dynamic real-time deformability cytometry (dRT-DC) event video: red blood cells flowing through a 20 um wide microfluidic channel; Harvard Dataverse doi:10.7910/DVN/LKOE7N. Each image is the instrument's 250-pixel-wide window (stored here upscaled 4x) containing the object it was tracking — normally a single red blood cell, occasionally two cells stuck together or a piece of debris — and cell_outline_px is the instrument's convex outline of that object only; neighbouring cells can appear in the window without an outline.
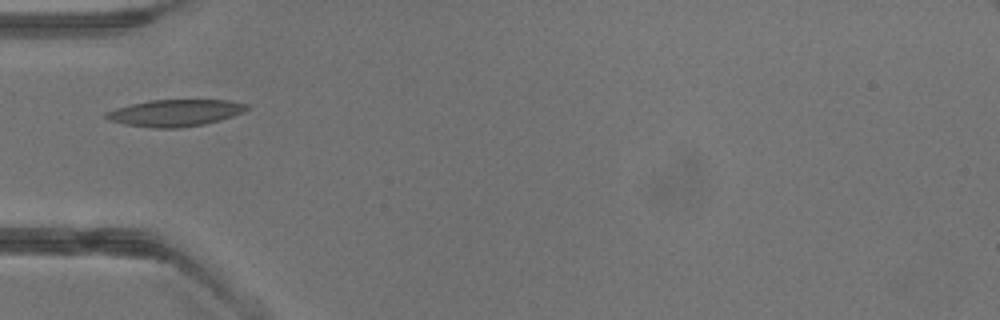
{"species": "common noctule bat (a hibernating species)", "species_latin": "Nyctalus noctula", "temperature_condition": "warm", "stored_images_in_passage": 2, "camera_frame_rate_fps": 3000, "um_per_image_px": 0.085, "animal": {"sex": "male", "body_mass_g": 13.3}, "frame": {"image": 1, "passage_image": 2, "time_ms": 2.0, "image_size_px": [1000, 320], "cell_outline_px": [[248, 108], [244, 112], [220, 120], [204, 124], [180, 128], [152, 128], [124, 124], [108, 120], [104, 116], [104, 112], [116, 108], [132, 104], [152, 100], [232, 100], [248, 104]], "centroid_in_image_um": [14.89, 9.6], "position_along_channel_um": 70.1, "area_um2": 22.02}}